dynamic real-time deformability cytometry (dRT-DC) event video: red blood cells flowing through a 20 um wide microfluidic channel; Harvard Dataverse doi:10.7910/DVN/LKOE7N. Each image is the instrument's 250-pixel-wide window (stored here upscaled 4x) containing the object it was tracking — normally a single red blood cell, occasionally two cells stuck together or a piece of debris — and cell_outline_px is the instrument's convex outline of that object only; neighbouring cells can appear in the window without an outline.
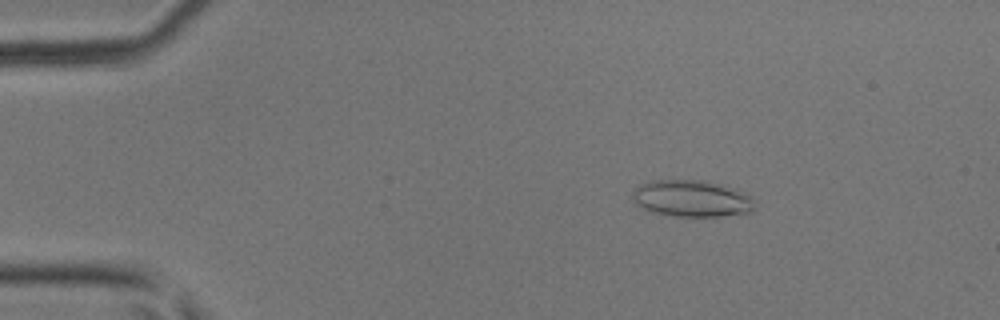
{"species": "common noctule bat (a hibernating species)", "species_latin": "Nyctalus noctula", "temperature_condition": "room temperature", "stored_images_in_passage": 45, "camera_frame_rate_fps": 3000, "um_per_image_px": 0.085, "animal": {"sex": "male", "body_mass_g": 17.9, "forearm_length_mm": 54.2}, "frame": {"image": 1, "passage_image": 4, "time_ms": 1.0, "image_size_px": [1000, 320], "cell_outline_px": [[756, 208], [752, 212], [724, 216], [668, 216], [652, 212], [636, 204], [632, 200], [632, 192], [640, 184], [656, 180], [708, 180], [724, 184], [736, 188], [752, 196]], "centroid_in_image_um": [58.85, 16.87], "position_along_channel_um": 26.2, "area_um2": 26.65}}
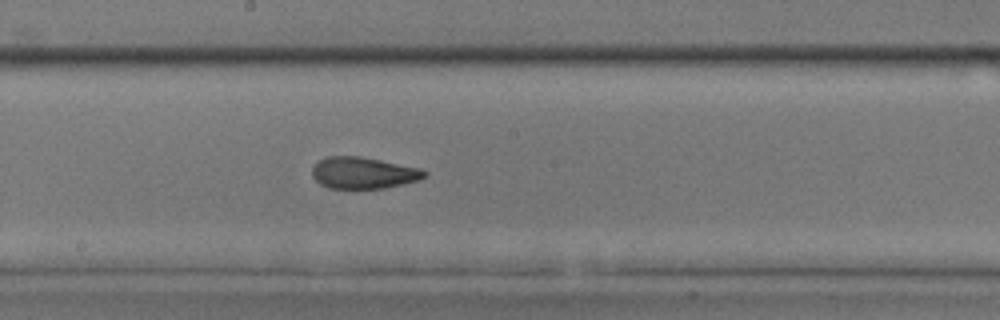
{"frame": {"image": 2, "passage_image": 23, "time_ms": 7.333, "image_size_px": [1000, 320], "cell_outline_px": [[428, 172], [420, 180], [384, 188], [328, 188], [320, 184], [312, 176], [312, 168], [320, 160], [328, 156], [360, 156], [420, 168]], "centroid_in_image_um": [30.88, 14.69], "position_along_channel_um": 217.3, "area_um2": 20.52}}
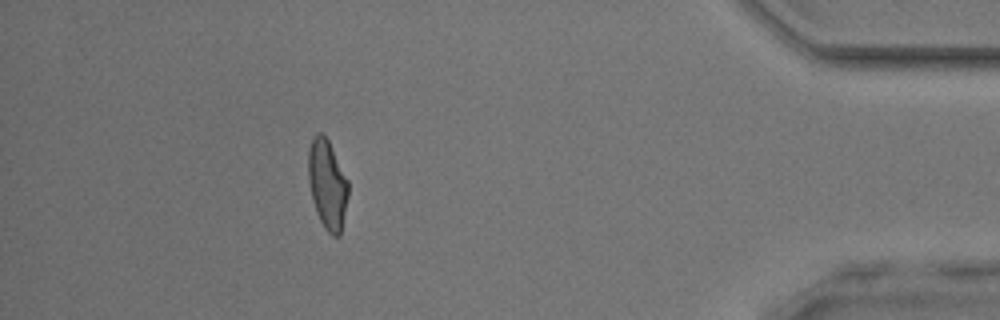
{"frame": {"image": 3, "passage_image": 40, "time_ms": 13.0, "image_size_px": [1000, 320], "cell_outline_px": [[348, 196], [340, 236], [332, 236], [324, 228], [316, 212], [312, 200], [308, 180], [308, 148], [312, 136], [316, 132], [324, 132], [348, 180]], "centroid_in_image_um": [27.8, 15.64], "position_along_channel_um": 407.4, "area_um2": 21.04}, "authors_computed_cell_mechanics": {"area_um2": 21.0392, "velocity_mm_per_s": 4.2166, "shape_relaxation_time_tau1_ms": null, "shape_relaxation_time_tau2_ms": 1.6876, "deformation_change_tau1": null, "deformation_change_tau2": 0.0972}}